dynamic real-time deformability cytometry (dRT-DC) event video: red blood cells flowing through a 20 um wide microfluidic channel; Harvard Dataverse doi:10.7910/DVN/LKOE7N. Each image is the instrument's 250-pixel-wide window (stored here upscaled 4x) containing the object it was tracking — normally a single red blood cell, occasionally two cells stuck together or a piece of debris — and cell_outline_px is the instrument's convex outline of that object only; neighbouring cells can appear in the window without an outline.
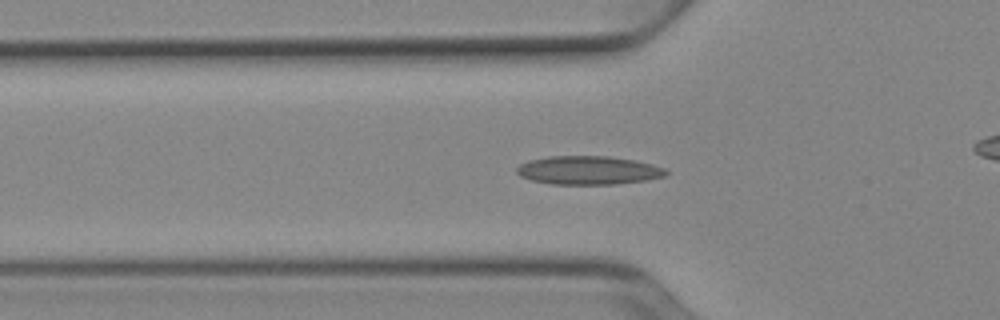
{"species": "Egyptian fruit bat (a non-hibernating species)", "species_latin": "Rousettus aegyptiacus", "temperature_condition": "cold", "stored_images_in_passage": 53, "camera_frame_rate_fps": 3000, "um_per_image_px": 0.085, "animal": {"sex": "female"}, "frame": {"image": 1, "passage_image": 18, "time_ms": 5.667, "image_size_px": [1000, 320], "cell_outline_px": [[668, 176], [644, 180], [616, 184], [552, 184], [532, 180], [520, 176], [516, 172], [516, 168], [520, 164], [528, 160], [548, 156], [608, 156], [632, 160], [652, 164], [664, 168], [668, 172]], "centroid_in_image_um": [49.99, 14.47], "position_along_channel_um": 75.8, "area_um2": 24.8}}
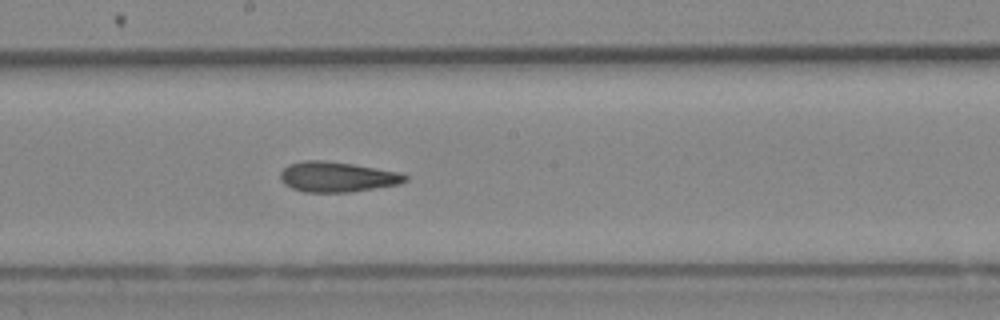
{"frame": {"image": 2, "passage_image": 29, "time_ms": 9.333, "image_size_px": [1000, 320], "cell_outline_px": [[408, 180], [400, 184], [348, 192], [304, 192], [292, 188], [284, 184], [280, 180], [280, 172], [288, 164], [304, 160], [324, 160], [352, 164], [400, 172], [408, 176]], "centroid_in_image_um": [28.64, 15.03], "position_along_channel_um": 219.6, "area_um2": 22.02}}
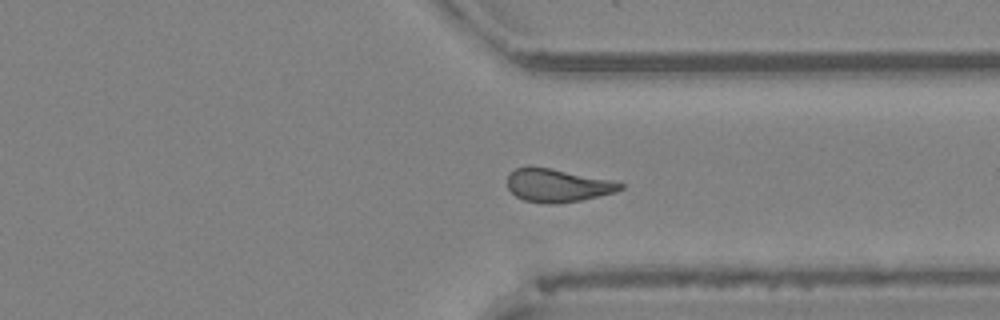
{"frame": {"image": 3, "passage_image": 40, "time_ms": 13.0, "image_size_px": [1000, 320], "cell_outline_px": [[624, 188], [616, 192], [580, 200], [556, 204], [548, 204], [524, 200], [516, 196], [508, 188], [508, 176], [516, 168], [548, 168], [612, 180], [624, 184]], "centroid_in_image_um": [47.42, 15.78], "position_along_channel_um": 364.0, "area_um2": 21.33}, "authors_computed_cell_mechanics": {"area_um2": 21.964, "velocity_mm_per_s": 3.9295, "shape_relaxation_time_tau1_ms": null, "shape_relaxation_time_tau2_ms": 3.5399, "deformation_change_tau1": null, "deformation_change_tau2": 0.1087}}